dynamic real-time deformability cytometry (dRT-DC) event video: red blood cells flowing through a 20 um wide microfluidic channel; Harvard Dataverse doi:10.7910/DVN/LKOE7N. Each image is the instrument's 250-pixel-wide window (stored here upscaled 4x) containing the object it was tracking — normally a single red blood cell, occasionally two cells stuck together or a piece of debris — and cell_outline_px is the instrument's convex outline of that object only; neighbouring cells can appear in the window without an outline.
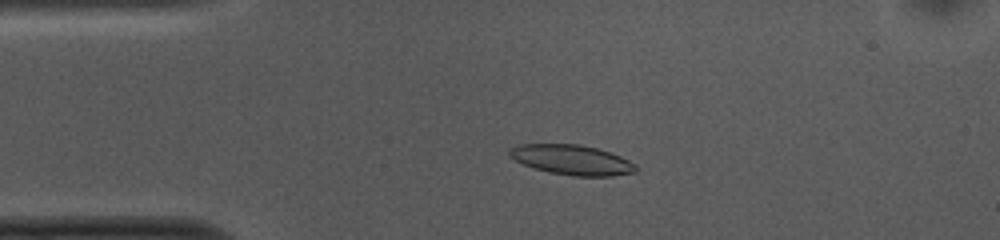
{"species": "common noctule bat (a hibernating species)", "species_latin": "Nyctalus noctula", "temperature_condition": "cold", "stored_images_in_passage": 53, "camera_frame_rate_fps": 3000, "um_per_image_px": 0.085, "animal": {"sex": "female", "body_mass_g": 10.0, "forearm_length_mm": 53.1}, "frame": {"image": 1, "passage_image": 11, "time_ms": 3.333, "image_size_px": [1000, 240], "cell_outline_px": [[636, 172], [612, 176], [572, 176], [548, 172], [532, 168], [508, 156], [508, 152], [516, 144], [580, 144], [596, 148], [620, 156], [636, 164]], "centroid_in_image_um": [48.59, 13.59], "position_along_channel_um": 36.4, "area_um2": 22.08}}
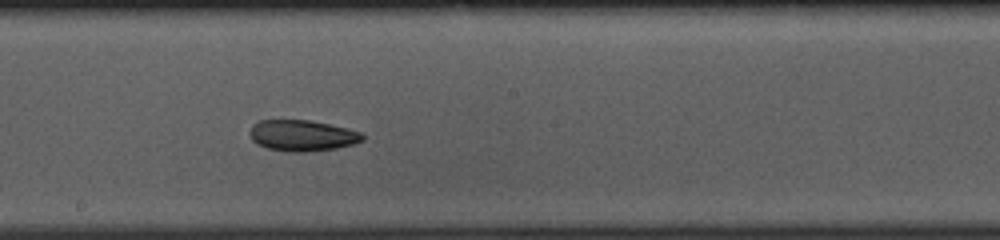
{"frame": {"image": 2, "passage_image": 28, "time_ms": 9.0, "image_size_px": [1000, 240], "cell_outline_px": [[364, 140], [356, 144], [336, 148], [304, 152], [288, 152], [268, 148], [256, 144], [252, 140], [248, 132], [252, 124], [260, 120], [308, 120], [348, 128], [360, 132], [364, 136]], "centroid_in_image_um": [25.67, 11.52], "position_along_channel_um": 222.5, "area_um2": 20.58}}
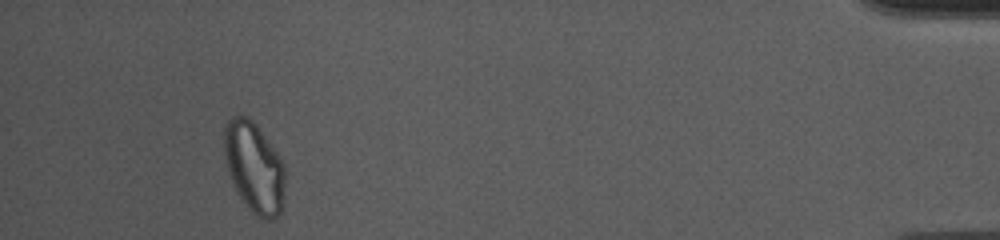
{"frame": {"image": 3, "passage_image": 49, "time_ms": 16.0, "image_size_px": [1000, 240], "cell_outline_px": [[284, 200], [280, 212], [272, 220], [264, 220], [256, 216], [240, 200], [236, 192], [228, 172], [224, 156], [224, 128], [228, 120], [232, 116], [248, 116], [256, 124], [276, 152], [284, 164]], "centroid_in_image_um": [21.59, 14.25], "position_along_channel_um": 413.6, "area_um2": 32.31}, "authors_computed_cell_mechanics": {"area_um2": 21.6172, "velocity_mm_per_s": 3.73, "shape_relaxation_time_tau1_ms": null, "shape_relaxation_time_tau2_ms": 9.8037, "deformation_change_tau1": null, "deformation_change_tau2": 0.1719}}